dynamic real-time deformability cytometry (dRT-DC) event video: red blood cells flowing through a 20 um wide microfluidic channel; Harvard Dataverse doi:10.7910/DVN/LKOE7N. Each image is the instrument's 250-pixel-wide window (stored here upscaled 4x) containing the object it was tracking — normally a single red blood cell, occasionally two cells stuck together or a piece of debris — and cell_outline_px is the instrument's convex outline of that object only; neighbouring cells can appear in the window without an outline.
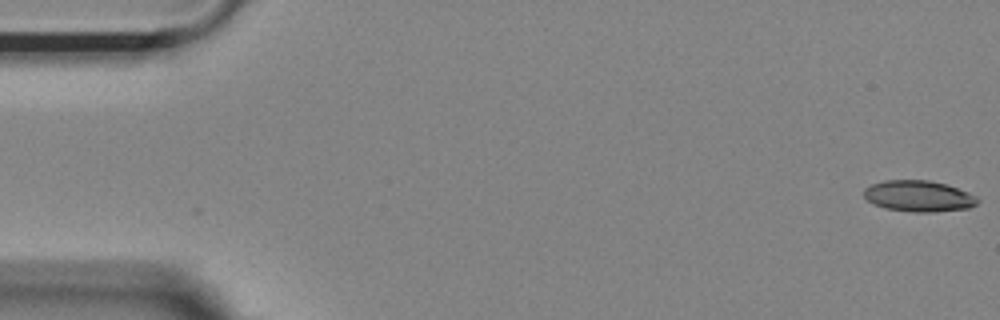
{"species": "Egyptian fruit bat (a non-hibernating species)", "species_latin": "Rousettus aegyptiacus", "temperature_condition": "room temperature", "stored_images_in_passage": 9, "camera_frame_rate_fps": 3000, "um_per_image_px": 0.085, "animal": {"sex": "female"}, "frame": {"image": 1, "passage_image": 1, "time_ms": 0.0, "image_size_px": [1000, 320], "cell_outline_px": [[980, 200], [976, 204], [968, 208], [936, 212], [912, 212], [884, 208], [872, 204], [864, 196], [864, 188], [872, 184], [884, 180], [928, 180], [948, 184], [968, 192], [976, 196]], "centroid_in_image_um": [78.09, 16.67], "position_along_channel_um": 6.9, "area_um2": 20.81}}